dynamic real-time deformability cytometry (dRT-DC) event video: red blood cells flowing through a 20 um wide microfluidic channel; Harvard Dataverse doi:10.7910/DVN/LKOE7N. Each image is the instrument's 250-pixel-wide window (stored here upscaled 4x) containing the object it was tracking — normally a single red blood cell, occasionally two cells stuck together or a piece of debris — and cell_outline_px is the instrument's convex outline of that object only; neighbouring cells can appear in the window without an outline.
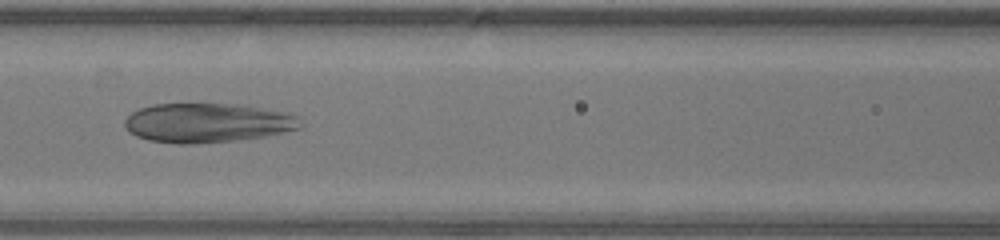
{"species": "human", "species_latin": "Homo sapiens", "temperature_condition": "warm", "stored_images_in_passage": 47, "camera_frame_rate_fps": 3000, "um_per_image_px": 0.085, "donor": {"sex": "male"}, "frame": {"image": 1, "passage_image": 20, "time_ms": 6.333, "image_size_px": [1000, 240], "cell_outline_px": [[304, 124], [300, 128], [264, 136], [232, 140], [188, 144], [180, 144], [148, 140], [136, 136], [124, 124], [124, 120], [132, 112], [140, 108], [152, 104], [240, 104], [284, 112], [296, 116]], "centroid_in_image_um": [17.62, 10.43], "position_along_channel_um": 149.0, "area_um2": 39.88}}
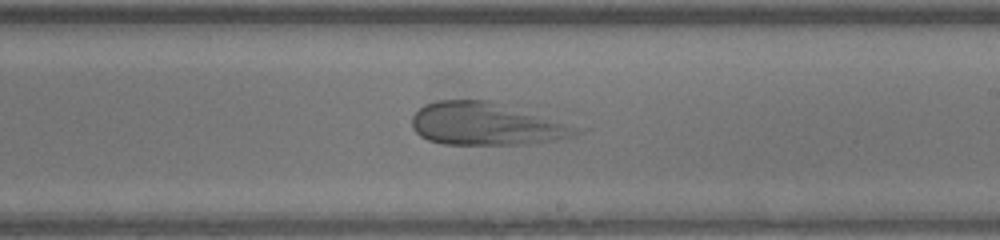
{"frame": {"image": 2, "passage_image": 27, "time_ms": 8.667, "image_size_px": [1000, 240], "cell_outline_px": [[588, 128], [584, 132], [576, 136], [556, 140], [532, 144], [444, 144], [428, 140], [420, 136], [412, 128], [412, 116], [424, 104], [436, 100], [492, 100]], "centroid_in_image_um": [41.45, 10.53], "position_along_channel_um": 247.5, "area_um2": 41.73}}
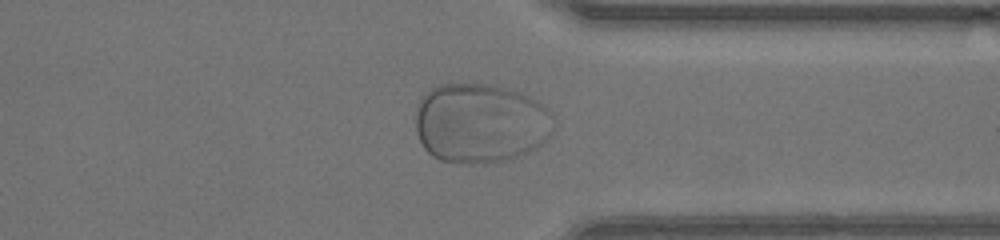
{"frame": {"image": 3, "passage_image": 36, "time_ms": 11.667, "image_size_px": [1000, 240], "cell_outline_px": [[552, 132], [536, 148], [528, 152], [508, 160], [484, 164], [472, 164], [440, 160], [432, 156], [424, 148], [416, 132], [416, 104], [420, 96], [424, 92], [440, 84], [488, 84], [504, 88], [528, 96], [536, 100], [552, 112]], "centroid_in_image_um": [40.79, 10.47], "position_along_channel_um": 370.6, "area_um2": 64.45}}